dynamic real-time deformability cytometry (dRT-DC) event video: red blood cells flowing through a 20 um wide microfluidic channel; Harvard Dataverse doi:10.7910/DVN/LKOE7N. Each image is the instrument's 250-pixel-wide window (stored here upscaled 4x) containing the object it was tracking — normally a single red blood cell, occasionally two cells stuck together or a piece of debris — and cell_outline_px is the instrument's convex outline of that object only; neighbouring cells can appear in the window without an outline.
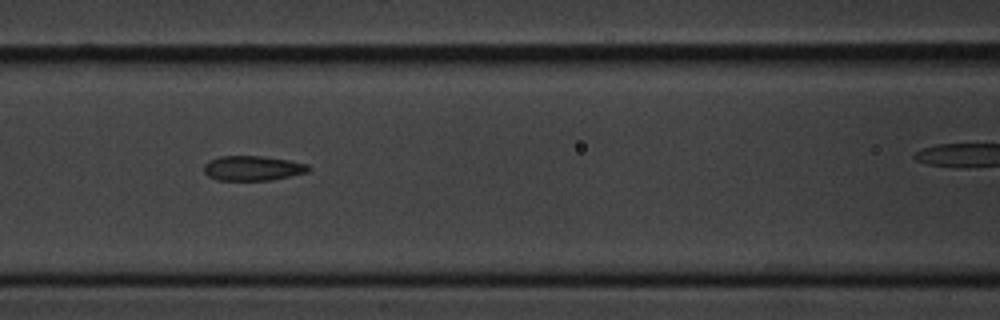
{"species": "common noctule bat (a hibernating species)", "species_latin": "Nyctalus noctula", "temperature_condition": "cold", "stored_images_in_passage": 13, "camera_frame_rate_fps": 3000, "um_per_image_px": 0.085, "animal": {"sex": "male", "body_mass_g": 20.1, "forearm_length_mm": 53.5}, "frame": {"image": 1, "passage_image": 4, "time_ms": 3.333, "image_size_px": [1000, 320], "cell_outline_px": [[312, 168], [308, 172], [272, 180], [216, 180], [208, 176], [204, 172], [204, 164], [208, 160], [220, 156], [264, 156], [288, 160], [308, 164]], "centroid_in_image_um": [21.48, 14.29], "position_along_channel_um": 145.1, "area_um2": 15.26}}
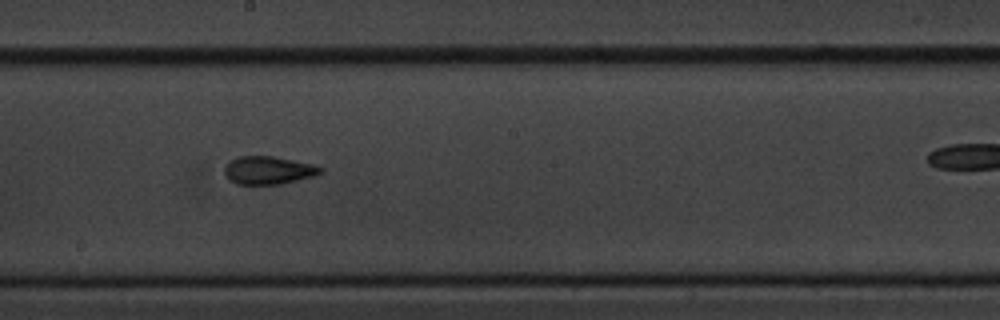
{"frame": {"image": 2, "passage_image": 6, "time_ms": 5.667, "image_size_px": [1000, 320], "cell_outline_px": [[324, 172], [312, 176], [280, 184], [236, 184], [228, 180], [224, 172], [224, 168], [232, 160], [240, 156], [272, 156], [312, 164], [324, 168]], "centroid_in_image_um": [22.8, 14.48], "position_along_channel_um": 225.4, "area_um2": 15.49}}
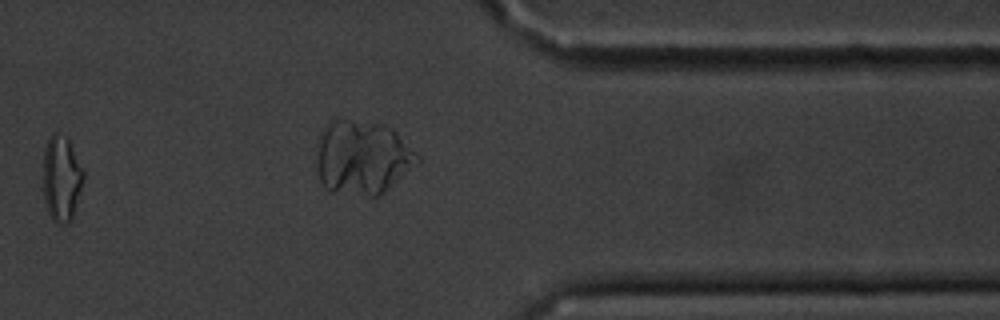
{"frame": {"image": 3, "passage_image": 11, "time_ms": 12.333, "image_size_px": [1000, 320], "cell_outline_px": [[84, 180], [72, 220], [60, 224], [56, 224], [52, 220], [48, 212], [44, 200], [44, 148], [52, 132], [56, 132], [68, 136], [84, 168]], "centroid_in_image_um": [5.26, 15.13], "position_along_channel_um": 406.1, "area_um2": 20.58}, "authors_computed_cell_mechanics": {"area_um2": 15.7794, "velocity_mm_per_s": 3.4491, "shape_relaxation_time_tau1_ms": 8.2874, "shape_relaxation_time_tau2_ms": 1.998, "deformation_change_tau1": 0.1697, "deformation_change_tau2": 0.0897}}